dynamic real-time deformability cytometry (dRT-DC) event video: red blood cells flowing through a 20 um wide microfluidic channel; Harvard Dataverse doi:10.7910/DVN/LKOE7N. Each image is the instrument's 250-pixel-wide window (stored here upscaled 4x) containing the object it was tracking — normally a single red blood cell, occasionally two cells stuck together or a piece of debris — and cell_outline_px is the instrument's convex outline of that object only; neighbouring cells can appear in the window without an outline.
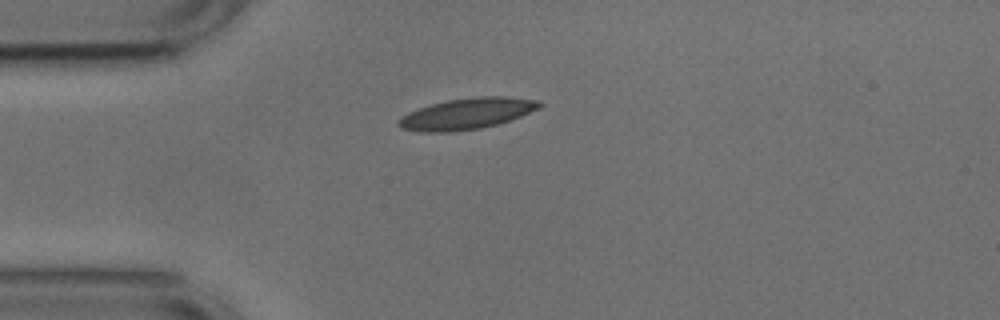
{"species": "common noctule bat (a hibernating species)", "species_latin": "Nyctalus noctula", "temperature_condition": "cold", "stored_images_in_passage": 41, "camera_frame_rate_fps": 3000, "um_per_image_px": 0.085, "animal": {"sex": "male", "body_mass_g": 17.9, "forearm_length_mm": 54.2}, "frame": {"image": 1, "passage_image": 1, "time_ms": 0.0, "image_size_px": [1000, 320], "cell_outline_px": [[544, 104], [540, 108], [520, 116], [496, 124], [480, 128], [452, 132], [424, 132], [400, 128], [396, 124], [408, 112], [432, 104], [448, 100], [480, 96], [508, 96], [540, 100]], "centroid_in_image_um": [39.73, 9.65], "position_along_channel_um": 45.3, "area_um2": 25.37}}
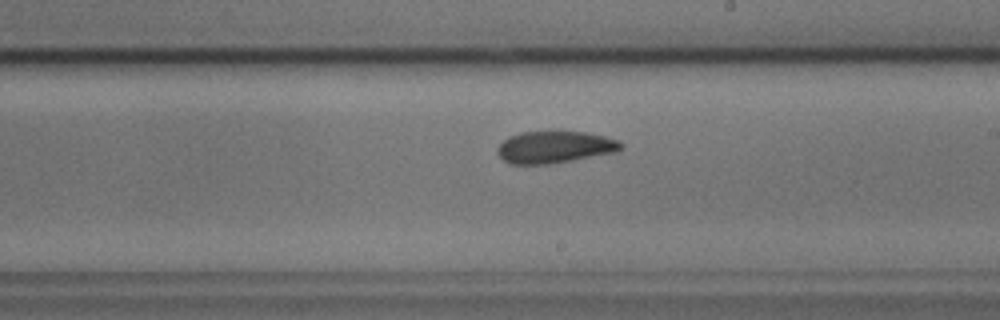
{"frame": {"image": 2, "passage_image": 18, "time_ms": 5.667, "image_size_px": [1000, 320], "cell_outline_px": [[624, 148], [616, 152], [572, 160], [548, 164], [508, 164], [496, 152], [496, 148], [508, 136], [520, 132], [560, 128], [588, 132], [604, 136], [616, 140], [624, 144]], "centroid_in_image_um": [47.14, 12.45], "position_along_channel_um": 241.9, "area_um2": 23.99}}
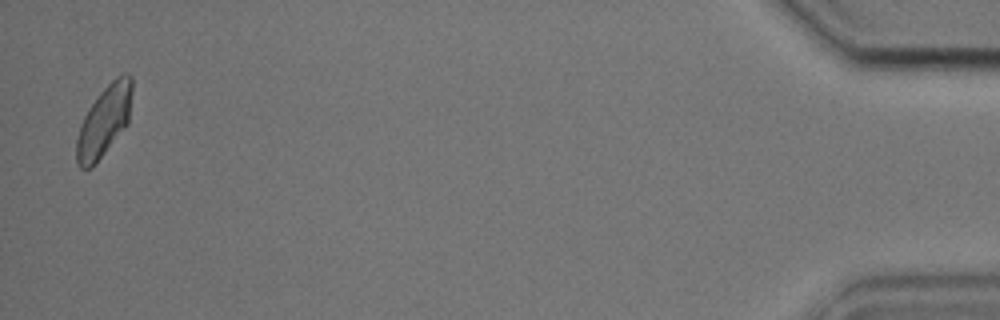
{"frame": {"image": 3, "passage_image": 40, "time_ms": 13.0, "image_size_px": [1000, 320], "cell_outline_px": [[132, 92], [128, 124], [92, 168], [80, 168], [76, 160], [76, 140], [80, 124], [84, 116], [100, 92], [116, 76], [124, 72], [128, 72], [132, 76]], "centroid_in_image_um": [8.86, 10.27], "position_along_channel_um": 426.3, "area_um2": 22.89}, "authors_computed_cell_mechanics": {"area_um2": 23.2356, "velocity_mm_per_s": 3.7386, "shape_relaxation_time_tau1_ms": 4.3699, "shape_relaxation_time_tau2_ms": 2.5876, "deformation_change_tau1": 0.1056, "deformation_change_tau2": 0.0742}}